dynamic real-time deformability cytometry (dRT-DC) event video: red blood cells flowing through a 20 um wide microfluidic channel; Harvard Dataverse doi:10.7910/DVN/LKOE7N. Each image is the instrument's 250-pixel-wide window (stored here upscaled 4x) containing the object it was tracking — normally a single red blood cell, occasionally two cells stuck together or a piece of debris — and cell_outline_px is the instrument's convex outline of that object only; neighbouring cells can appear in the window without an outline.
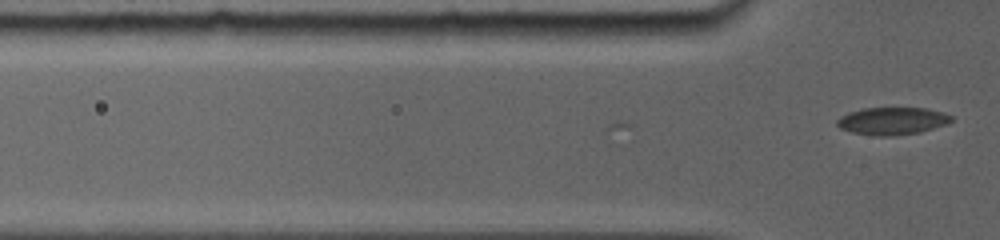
{"species": "common noctule bat (a hibernating species)", "species_latin": "Nyctalus noctula", "temperature_condition": "room temperature", "stored_images_in_passage": 3, "camera_frame_rate_fps": 5000, "um_per_image_px": 0.085, "animal": {"sex": "female", "body_mass_g": 19.0, "forearm_length_mm": 56.7}, "frame": {"image": 1, "passage_image": 3, "time_ms": 0.4, "image_size_px": [1000, 240], "cell_outline_px": [[952, 120], [948, 124], [920, 132], [892, 136], [876, 136], [852, 132], [840, 128], [836, 124], [836, 120], [840, 116], [848, 112], [864, 108], [924, 108], [944, 112], [952, 116]], "centroid_in_image_um": [75.84, 10.28], "position_along_channel_um": 50.0, "area_um2": 18.38}}